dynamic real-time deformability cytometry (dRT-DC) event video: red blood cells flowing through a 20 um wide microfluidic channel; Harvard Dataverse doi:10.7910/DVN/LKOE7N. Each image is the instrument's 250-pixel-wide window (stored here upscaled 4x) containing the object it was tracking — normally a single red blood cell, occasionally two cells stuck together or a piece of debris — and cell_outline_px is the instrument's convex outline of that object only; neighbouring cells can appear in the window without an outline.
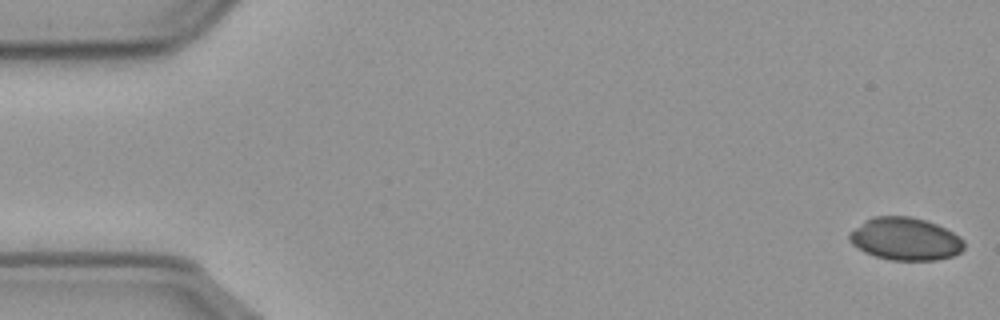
{"species": "common noctule bat (a hibernating species)", "species_latin": "Nyctalus noctula", "temperature_condition": "cold", "stored_images_in_passage": 57, "camera_frame_rate_fps": 3000, "um_per_image_px": 0.085, "animal": {"sex": "male", "body_mass_g": 23.1, "forearm_length_mm": 52.7}, "frame": {"image": 1, "passage_image": 1, "time_ms": 0.0, "image_size_px": [1000, 320], "cell_outline_px": [[964, 248], [960, 252], [952, 256], [936, 260], [892, 260], [876, 256], [864, 252], [852, 244], [848, 240], [848, 236], [864, 220], [872, 216], [908, 216], [924, 220], [936, 224], [960, 236], [964, 240]], "centroid_in_image_um": [76.95, 20.31], "position_along_channel_um": 8.0, "area_um2": 28.38}}
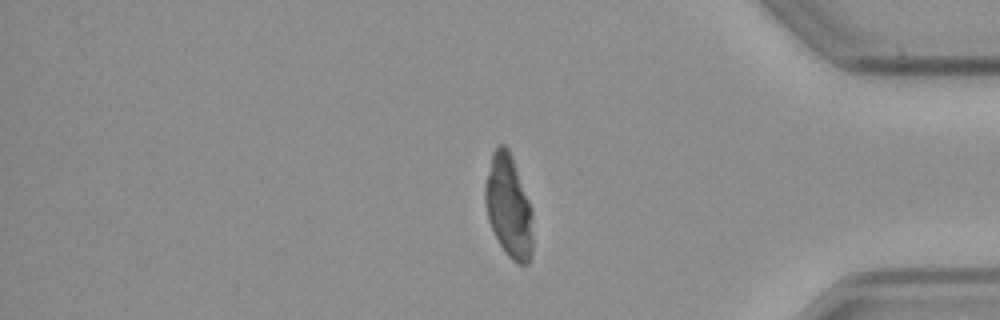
{"frame": {"image": 2, "passage_image": 47, "time_ms": 15.333, "image_size_px": [1000, 320], "cell_outline_px": [[532, 256], [528, 264], [516, 264], [508, 256], [500, 244], [488, 220], [484, 200], [484, 184], [492, 152], [496, 144], [504, 144], [508, 148], [512, 156], [532, 208]], "centroid_in_image_um": [43.23, 17.52], "position_along_channel_um": 392.0, "area_um2": 28.84}}
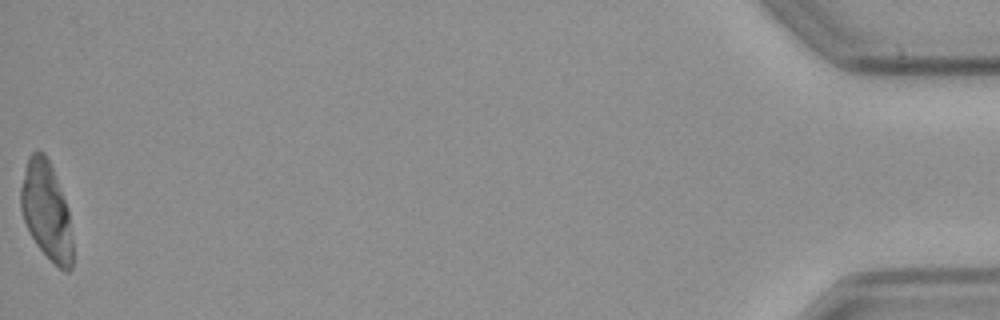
{"frame": {"image": 3, "passage_image": 57, "time_ms": 18.667, "image_size_px": [1000, 320], "cell_outline_px": [[72, 268], [68, 272], [64, 272], [36, 244], [24, 220], [20, 208], [20, 188], [28, 156], [32, 152], [44, 152], [52, 168], [68, 208], [72, 236]], "centroid_in_image_um": [3.94, 17.92], "position_along_channel_um": 431.3, "area_um2": 29.19}}